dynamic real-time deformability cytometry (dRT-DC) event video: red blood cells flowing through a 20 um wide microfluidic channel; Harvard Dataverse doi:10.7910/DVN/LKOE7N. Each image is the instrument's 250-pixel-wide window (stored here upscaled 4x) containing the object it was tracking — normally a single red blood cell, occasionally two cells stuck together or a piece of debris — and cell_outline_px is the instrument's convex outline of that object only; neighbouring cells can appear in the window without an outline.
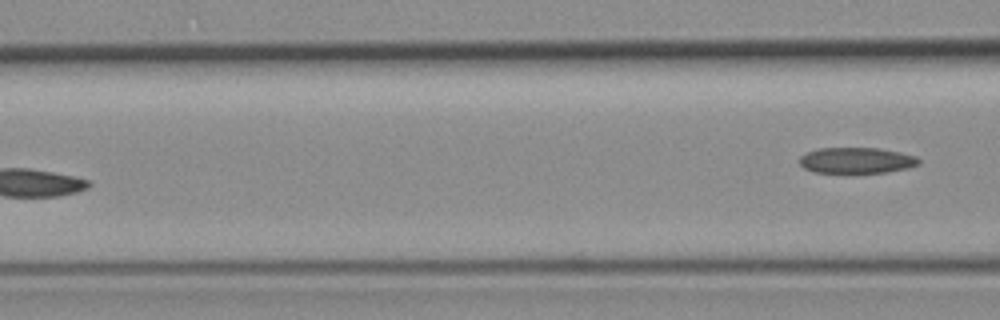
{"species": "common noctule bat (a hibernating species)", "species_latin": "Nyctalus noctula", "temperature_condition": "room temperature", "stored_images_in_passage": 6, "camera_frame_rate_fps": 3000, "um_per_image_px": 0.085, "animal": {"sex": "female", "body_mass_g": 19.3, "forearm_length_mm": 54.1}, "frame": {"image": 1, "passage_image": 6, "time_ms": 5.667, "image_size_px": [1000, 320], "cell_outline_px": [[920, 164], [908, 168], [888, 172], [852, 176], [848, 176], [816, 172], [804, 168], [800, 164], [800, 156], [808, 152], [820, 148], [880, 148], [900, 152], [916, 156], [920, 160]], "centroid_in_image_um": [72.82, 13.69], "position_along_channel_um": 93.8, "area_um2": 18.96}}